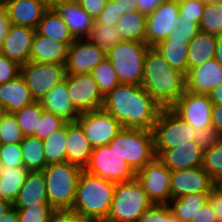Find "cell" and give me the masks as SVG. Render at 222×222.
<instances>
[{
	"label": "cell",
	"instance_id": "obj_54",
	"mask_svg": "<svg viewBox=\"0 0 222 222\" xmlns=\"http://www.w3.org/2000/svg\"><path fill=\"white\" fill-rule=\"evenodd\" d=\"M208 201L219 222H222V191L215 187L209 194Z\"/></svg>",
	"mask_w": 222,
	"mask_h": 222
},
{
	"label": "cell",
	"instance_id": "obj_56",
	"mask_svg": "<svg viewBox=\"0 0 222 222\" xmlns=\"http://www.w3.org/2000/svg\"><path fill=\"white\" fill-rule=\"evenodd\" d=\"M164 0H137L138 11L148 16L156 10Z\"/></svg>",
	"mask_w": 222,
	"mask_h": 222
},
{
	"label": "cell",
	"instance_id": "obj_11",
	"mask_svg": "<svg viewBox=\"0 0 222 222\" xmlns=\"http://www.w3.org/2000/svg\"><path fill=\"white\" fill-rule=\"evenodd\" d=\"M136 178L152 204L167 205L169 203L171 171L158 157L136 172Z\"/></svg>",
	"mask_w": 222,
	"mask_h": 222
},
{
	"label": "cell",
	"instance_id": "obj_41",
	"mask_svg": "<svg viewBox=\"0 0 222 222\" xmlns=\"http://www.w3.org/2000/svg\"><path fill=\"white\" fill-rule=\"evenodd\" d=\"M24 135L13 113L0 116V144L20 143Z\"/></svg>",
	"mask_w": 222,
	"mask_h": 222
},
{
	"label": "cell",
	"instance_id": "obj_62",
	"mask_svg": "<svg viewBox=\"0 0 222 222\" xmlns=\"http://www.w3.org/2000/svg\"><path fill=\"white\" fill-rule=\"evenodd\" d=\"M11 207V202L4 199H0V217H2Z\"/></svg>",
	"mask_w": 222,
	"mask_h": 222
},
{
	"label": "cell",
	"instance_id": "obj_68",
	"mask_svg": "<svg viewBox=\"0 0 222 222\" xmlns=\"http://www.w3.org/2000/svg\"><path fill=\"white\" fill-rule=\"evenodd\" d=\"M0 199H3L2 190L0 188Z\"/></svg>",
	"mask_w": 222,
	"mask_h": 222
},
{
	"label": "cell",
	"instance_id": "obj_3",
	"mask_svg": "<svg viewBox=\"0 0 222 222\" xmlns=\"http://www.w3.org/2000/svg\"><path fill=\"white\" fill-rule=\"evenodd\" d=\"M116 183L83 170L78 179L71 211L104 222L110 212Z\"/></svg>",
	"mask_w": 222,
	"mask_h": 222
},
{
	"label": "cell",
	"instance_id": "obj_51",
	"mask_svg": "<svg viewBox=\"0 0 222 222\" xmlns=\"http://www.w3.org/2000/svg\"><path fill=\"white\" fill-rule=\"evenodd\" d=\"M84 11L94 20L98 18L104 10L108 0H76Z\"/></svg>",
	"mask_w": 222,
	"mask_h": 222
},
{
	"label": "cell",
	"instance_id": "obj_55",
	"mask_svg": "<svg viewBox=\"0 0 222 222\" xmlns=\"http://www.w3.org/2000/svg\"><path fill=\"white\" fill-rule=\"evenodd\" d=\"M10 25V20L8 19L5 7L3 6V3L0 2V49L8 33Z\"/></svg>",
	"mask_w": 222,
	"mask_h": 222
},
{
	"label": "cell",
	"instance_id": "obj_52",
	"mask_svg": "<svg viewBox=\"0 0 222 222\" xmlns=\"http://www.w3.org/2000/svg\"><path fill=\"white\" fill-rule=\"evenodd\" d=\"M189 222H219L209 201L194 214Z\"/></svg>",
	"mask_w": 222,
	"mask_h": 222
},
{
	"label": "cell",
	"instance_id": "obj_27",
	"mask_svg": "<svg viewBox=\"0 0 222 222\" xmlns=\"http://www.w3.org/2000/svg\"><path fill=\"white\" fill-rule=\"evenodd\" d=\"M38 204H49L46 194L45 177L42 171L29 172L16 199L14 208H28Z\"/></svg>",
	"mask_w": 222,
	"mask_h": 222
},
{
	"label": "cell",
	"instance_id": "obj_43",
	"mask_svg": "<svg viewBox=\"0 0 222 222\" xmlns=\"http://www.w3.org/2000/svg\"><path fill=\"white\" fill-rule=\"evenodd\" d=\"M65 123L66 121L61 117L43 110L37 124V130L34 131L32 136L43 140L54 131L60 129Z\"/></svg>",
	"mask_w": 222,
	"mask_h": 222
},
{
	"label": "cell",
	"instance_id": "obj_16",
	"mask_svg": "<svg viewBox=\"0 0 222 222\" xmlns=\"http://www.w3.org/2000/svg\"><path fill=\"white\" fill-rule=\"evenodd\" d=\"M215 187L216 183L202 166L171 171V200L189 194L211 193Z\"/></svg>",
	"mask_w": 222,
	"mask_h": 222
},
{
	"label": "cell",
	"instance_id": "obj_25",
	"mask_svg": "<svg viewBox=\"0 0 222 222\" xmlns=\"http://www.w3.org/2000/svg\"><path fill=\"white\" fill-rule=\"evenodd\" d=\"M93 147L77 122H67L66 157L67 162L81 167L87 166Z\"/></svg>",
	"mask_w": 222,
	"mask_h": 222
},
{
	"label": "cell",
	"instance_id": "obj_31",
	"mask_svg": "<svg viewBox=\"0 0 222 222\" xmlns=\"http://www.w3.org/2000/svg\"><path fill=\"white\" fill-rule=\"evenodd\" d=\"M147 16L141 12H127L119 18L115 28L124 41L145 42Z\"/></svg>",
	"mask_w": 222,
	"mask_h": 222
},
{
	"label": "cell",
	"instance_id": "obj_15",
	"mask_svg": "<svg viewBox=\"0 0 222 222\" xmlns=\"http://www.w3.org/2000/svg\"><path fill=\"white\" fill-rule=\"evenodd\" d=\"M180 17L178 0H164L161 5L146 18L145 43L154 47L167 39L176 28V20Z\"/></svg>",
	"mask_w": 222,
	"mask_h": 222
},
{
	"label": "cell",
	"instance_id": "obj_32",
	"mask_svg": "<svg viewBox=\"0 0 222 222\" xmlns=\"http://www.w3.org/2000/svg\"><path fill=\"white\" fill-rule=\"evenodd\" d=\"M28 173L24 167H6L0 164V188L4 200L14 202Z\"/></svg>",
	"mask_w": 222,
	"mask_h": 222
},
{
	"label": "cell",
	"instance_id": "obj_17",
	"mask_svg": "<svg viewBox=\"0 0 222 222\" xmlns=\"http://www.w3.org/2000/svg\"><path fill=\"white\" fill-rule=\"evenodd\" d=\"M106 57L107 53L87 38L76 39L69 47L66 73L89 74Z\"/></svg>",
	"mask_w": 222,
	"mask_h": 222
},
{
	"label": "cell",
	"instance_id": "obj_34",
	"mask_svg": "<svg viewBox=\"0 0 222 222\" xmlns=\"http://www.w3.org/2000/svg\"><path fill=\"white\" fill-rule=\"evenodd\" d=\"M209 194L196 193L181 196L170 200L167 205L177 219L182 222H189L202 205L208 201Z\"/></svg>",
	"mask_w": 222,
	"mask_h": 222
},
{
	"label": "cell",
	"instance_id": "obj_42",
	"mask_svg": "<svg viewBox=\"0 0 222 222\" xmlns=\"http://www.w3.org/2000/svg\"><path fill=\"white\" fill-rule=\"evenodd\" d=\"M18 222H49L55 209L50 204H38L28 208H16Z\"/></svg>",
	"mask_w": 222,
	"mask_h": 222
},
{
	"label": "cell",
	"instance_id": "obj_33",
	"mask_svg": "<svg viewBox=\"0 0 222 222\" xmlns=\"http://www.w3.org/2000/svg\"><path fill=\"white\" fill-rule=\"evenodd\" d=\"M24 168L29 172L42 171L46 166L43 140L25 136L20 142Z\"/></svg>",
	"mask_w": 222,
	"mask_h": 222
},
{
	"label": "cell",
	"instance_id": "obj_18",
	"mask_svg": "<svg viewBox=\"0 0 222 222\" xmlns=\"http://www.w3.org/2000/svg\"><path fill=\"white\" fill-rule=\"evenodd\" d=\"M35 32L36 29L34 28L10 25L0 54L20 66L25 65L30 61V51Z\"/></svg>",
	"mask_w": 222,
	"mask_h": 222
},
{
	"label": "cell",
	"instance_id": "obj_23",
	"mask_svg": "<svg viewBox=\"0 0 222 222\" xmlns=\"http://www.w3.org/2000/svg\"><path fill=\"white\" fill-rule=\"evenodd\" d=\"M204 151L195 140L165 150L158 158L170 171L203 166Z\"/></svg>",
	"mask_w": 222,
	"mask_h": 222
},
{
	"label": "cell",
	"instance_id": "obj_35",
	"mask_svg": "<svg viewBox=\"0 0 222 222\" xmlns=\"http://www.w3.org/2000/svg\"><path fill=\"white\" fill-rule=\"evenodd\" d=\"M67 122L47 138L43 139L46 164L62 163L66 157Z\"/></svg>",
	"mask_w": 222,
	"mask_h": 222
},
{
	"label": "cell",
	"instance_id": "obj_1",
	"mask_svg": "<svg viewBox=\"0 0 222 222\" xmlns=\"http://www.w3.org/2000/svg\"><path fill=\"white\" fill-rule=\"evenodd\" d=\"M123 128L153 131L161 107L141 85L119 84L104 97L102 107Z\"/></svg>",
	"mask_w": 222,
	"mask_h": 222
},
{
	"label": "cell",
	"instance_id": "obj_19",
	"mask_svg": "<svg viewBox=\"0 0 222 222\" xmlns=\"http://www.w3.org/2000/svg\"><path fill=\"white\" fill-rule=\"evenodd\" d=\"M221 83L222 66L214 58L185 75V90L195 94H209Z\"/></svg>",
	"mask_w": 222,
	"mask_h": 222
},
{
	"label": "cell",
	"instance_id": "obj_38",
	"mask_svg": "<svg viewBox=\"0 0 222 222\" xmlns=\"http://www.w3.org/2000/svg\"><path fill=\"white\" fill-rule=\"evenodd\" d=\"M90 74L93 76L99 91L104 97L120 84L113 66L107 57Z\"/></svg>",
	"mask_w": 222,
	"mask_h": 222
},
{
	"label": "cell",
	"instance_id": "obj_50",
	"mask_svg": "<svg viewBox=\"0 0 222 222\" xmlns=\"http://www.w3.org/2000/svg\"><path fill=\"white\" fill-rule=\"evenodd\" d=\"M49 222H94L71 210H55Z\"/></svg>",
	"mask_w": 222,
	"mask_h": 222
},
{
	"label": "cell",
	"instance_id": "obj_63",
	"mask_svg": "<svg viewBox=\"0 0 222 222\" xmlns=\"http://www.w3.org/2000/svg\"><path fill=\"white\" fill-rule=\"evenodd\" d=\"M38 1L42 2L48 8H53L61 0H38Z\"/></svg>",
	"mask_w": 222,
	"mask_h": 222
},
{
	"label": "cell",
	"instance_id": "obj_53",
	"mask_svg": "<svg viewBox=\"0 0 222 222\" xmlns=\"http://www.w3.org/2000/svg\"><path fill=\"white\" fill-rule=\"evenodd\" d=\"M199 31V25L197 23L181 20L179 17L176 20V28H174L170 34L196 35Z\"/></svg>",
	"mask_w": 222,
	"mask_h": 222
},
{
	"label": "cell",
	"instance_id": "obj_8",
	"mask_svg": "<svg viewBox=\"0 0 222 222\" xmlns=\"http://www.w3.org/2000/svg\"><path fill=\"white\" fill-rule=\"evenodd\" d=\"M195 130L170 108H162L153 129L156 157H159L165 150L194 140Z\"/></svg>",
	"mask_w": 222,
	"mask_h": 222
},
{
	"label": "cell",
	"instance_id": "obj_47",
	"mask_svg": "<svg viewBox=\"0 0 222 222\" xmlns=\"http://www.w3.org/2000/svg\"><path fill=\"white\" fill-rule=\"evenodd\" d=\"M20 75V65L0 54V84L7 83Z\"/></svg>",
	"mask_w": 222,
	"mask_h": 222
},
{
	"label": "cell",
	"instance_id": "obj_64",
	"mask_svg": "<svg viewBox=\"0 0 222 222\" xmlns=\"http://www.w3.org/2000/svg\"><path fill=\"white\" fill-rule=\"evenodd\" d=\"M168 222H182L181 220L177 219L172 211L170 210V208L168 207Z\"/></svg>",
	"mask_w": 222,
	"mask_h": 222
},
{
	"label": "cell",
	"instance_id": "obj_6",
	"mask_svg": "<svg viewBox=\"0 0 222 222\" xmlns=\"http://www.w3.org/2000/svg\"><path fill=\"white\" fill-rule=\"evenodd\" d=\"M148 48L145 42L122 40L106 52L120 84L141 85Z\"/></svg>",
	"mask_w": 222,
	"mask_h": 222
},
{
	"label": "cell",
	"instance_id": "obj_44",
	"mask_svg": "<svg viewBox=\"0 0 222 222\" xmlns=\"http://www.w3.org/2000/svg\"><path fill=\"white\" fill-rule=\"evenodd\" d=\"M181 20H187L199 25L205 3L202 0H178Z\"/></svg>",
	"mask_w": 222,
	"mask_h": 222
},
{
	"label": "cell",
	"instance_id": "obj_67",
	"mask_svg": "<svg viewBox=\"0 0 222 222\" xmlns=\"http://www.w3.org/2000/svg\"><path fill=\"white\" fill-rule=\"evenodd\" d=\"M216 187L222 191V179L218 183H216Z\"/></svg>",
	"mask_w": 222,
	"mask_h": 222
},
{
	"label": "cell",
	"instance_id": "obj_24",
	"mask_svg": "<svg viewBox=\"0 0 222 222\" xmlns=\"http://www.w3.org/2000/svg\"><path fill=\"white\" fill-rule=\"evenodd\" d=\"M73 42H59L35 32L30 51V62L65 64Z\"/></svg>",
	"mask_w": 222,
	"mask_h": 222
},
{
	"label": "cell",
	"instance_id": "obj_49",
	"mask_svg": "<svg viewBox=\"0 0 222 222\" xmlns=\"http://www.w3.org/2000/svg\"><path fill=\"white\" fill-rule=\"evenodd\" d=\"M120 17L121 8L119 4L113 2V0H108L104 10L100 13L95 22H100L107 26H115Z\"/></svg>",
	"mask_w": 222,
	"mask_h": 222
},
{
	"label": "cell",
	"instance_id": "obj_29",
	"mask_svg": "<svg viewBox=\"0 0 222 222\" xmlns=\"http://www.w3.org/2000/svg\"><path fill=\"white\" fill-rule=\"evenodd\" d=\"M218 36L199 31L189 42L188 71L214 58Z\"/></svg>",
	"mask_w": 222,
	"mask_h": 222
},
{
	"label": "cell",
	"instance_id": "obj_10",
	"mask_svg": "<svg viewBox=\"0 0 222 222\" xmlns=\"http://www.w3.org/2000/svg\"><path fill=\"white\" fill-rule=\"evenodd\" d=\"M65 64H44L28 62L20 66V75L24 78L34 101L41 99L57 84L65 80Z\"/></svg>",
	"mask_w": 222,
	"mask_h": 222
},
{
	"label": "cell",
	"instance_id": "obj_9",
	"mask_svg": "<svg viewBox=\"0 0 222 222\" xmlns=\"http://www.w3.org/2000/svg\"><path fill=\"white\" fill-rule=\"evenodd\" d=\"M84 170L115 183L136 178L133 168L109 144L92 150L89 163Z\"/></svg>",
	"mask_w": 222,
	"mask_h": 222
},
{
	"label": "cell",
	"instance_id": "obj_58",
	"mask_svg": "<svg viewBox=\"0 0 222 222\" xmlns=\"http://www.w3.org/2000/svg\"><path fill=\"white\" fill-rule=\"evenodd\" d=\"M113 2L119 4V7L121 8V16L127 12L138 11L137 0H113Z\"/></svg>",
	"mask_w": 222,
	"mask_h": 222
},
{
	"label": "cell",
	"instance_id": "obj_48",
	"mask_svg": "<svg viewBox=\"0 0 222 222\" xmlns=\"http://www.w3.org/2000/svg\"><path fill=\"white\" fill-rule=\"evenodd\" d=\"M138 222H168V205L152 204L143 212Z\"/></svg>",
	"mask_w": 222,
	"mask_h": 222
},
{
	"label": "cell",
	"instance_id": "obj_66",
	"mask_svg": "<svg viewBox=\"0 0 222 222\" xmlns=\"http://www.w3.org/2000/svg\"><path fill=\"white\" fill-rule=\"evenodd\" d=\"M5 112H6V111H5L2 103L0 102V116H1L2 114H4Z\"/></svg>",
	"mask_w": 222,
	"mask_h": 222
},
{
	"label": "cell",
	"instance_id": "obj_60",
	"mask_svg": "<svg viewBox=\"0 0 222 222\" xmlns=\"http://www.w3.org/2000/svg\"><path fill=\"white\" fill-rule=\"evenodd\" d=\"M0 222H18L17 209L11 207L2 217H0Z\"/></svg>",
	"mask_w": 222,
	"mask_h": 222
},
{
	"label": "cell",
	"instance_id": "obj_40",
	"mask_svg": "<svg viewBox=\"0 0 222 222\" xmlns=\"http://www.w3.org/2000/svg\"><path fill=\"white\" fill-rule=\"evenodd\" d=\"M202 167L215 183L222 179V138L204 150Z\"/></svg>",
	"mask_w": 222,
	"mask_h": 222
},
{
	"label": "cell",
	"instance_id": "obj_39",
	"mask_svg": "<svg viewBox=\"0 0 222 222\" xmlns=\"http://www.w3.org/2000/svg\"><path fill=\"white\" fill-rule=\"evenodd\" d=\"M199 30L203 33L222 35V4H205Z\"/></svg>",
	"mask_w": 222,
	"mask_h": 222
},
{
	"label": "cell",
	"instance_id": "obj_21",
	"mask_svg": "<svg viewBox=\"0 0 222 222\" xmlns=\"http://www.w3.org/2000/svg\"><path fill=\"white\" fill-rule=\"evenodd\" d=\"M195 35L169 34L167 39L160 41L154 48L174 69L187 74L189 42Z\"/></svg>",
	"mask_w": 222,
	"mask_h": 222
},
{
	"label": "cell",
	"instance_id": "obj_13",
	"mask_svg": "<svg viewBox=\"0 0 222 222\" xmlns=\"http://www.w3.org/2000/svg\"><path fill=\"white\" fill-rule=\"evenodd\" d=\"M67 88L71 103L78 114L103 107L104 96L89 74H67Z\"/></svg>",
	"mask_w": 222,
	"mask_h": 222
},
{
	"label": "cell",
	"instance_id": "obj_26",
	"mask_svg": "<svg viewBox=\"0 0 222 222\" xmlns=\"http://www.w3.org/2000/svg\"><path fill=\"white\" fill-rule=\"evenodd\" d=\"M45 111L61 117L66 122H76L79 114L75 111L68 95L67 74L65 80L55 85L40 101Z\"/></svg>",
	"mask_w": 222,
	"mask_h": 222
},
{
	"label": "cell",
	"instance_id": "obj_12",
	"mask_svg": "<svg viewBox=\"0 0 222 222\" xmlns=\"http://www.w3.org/2000/svg\"><path fill=\"white\" fill-rule=\"evenodd\" d=\"M76 122L81 126L94 148L107 145L123 126L103 108L79 114Z\"/></svg>",
	"mask_w": 222,
	"mask_h": 222
},
{
	"label": "cell",
	"instance_id": "obj_59",
	"mask_svg": "<svg viewBox=\"0 0 222 222\" xmlns=\"http://www.w3.org/2000/svg\"><path fill=\"white\" fill-rule=\"evenodd\" d=\"M212 104H222V83L208 94Z\"/></svg>",
	"mask_w": 222,
	"mask_h": 222
},
{
	"label": "cell",
	"instance_id": "obj_36",
	"mask_svg": "<svg viewBox=\"0 0 222 222\" xmlns=\"http://www.w3.org/2000/svg\"><path fill=\"white\" fill-rule=\"evenodd\" d=\"M87 39L105 52L122 41L115 26H107L95 21Z\"/></svg>",
	"mask_w": 222,
	"mask_h": 222
},
{
	"label": "cell",
	"instance_id": "obj_30",
	"mask_svg": "<svg viewBox=\"0 0 222 222\" xmlns=\"http://www.w3.org/2000/svg\"><path fill=\"white\" fill-rule=\"evenodd\" d=\"M36 32L54 41L74 42L76 40L63 21V18L54 8H48L44 12L36 28Z\"/></svg>",
	"mask_w": 222,
	"mask_h": 222
},
{
	"label": "cell",
	"instance_id": "obj_5",
	"mask_svg": "<svg viewBox=\"0 0 222 222\" xmlns=\"http://www.w3.org/2000/svg\"><path fill=\"white\" fill-rule=\"evenodd\" d=\"M109 145L135 172L156 157L154 134L151 130L122 128Z\"/></svg>",
	"mask_w": 222,
	"mask_h": 222
},
{
	"label": "cell",
	"instance_id": "obj_28",
	"mask_svg": "<svg viewBox=\"0 0 222 222\" xmlns=\"http://www.w3.org/2000/svg\"><path fill=\"white\" fill-rule=\"evenodd\" d=\"M33 101L21 75L7 83L0 84V102L7 113H15Z\"/></svg>",
	"mask_w": 222,
	"mask_h": 222
},
{
	"label": "cell",
	"instance_id": "obj_20",
	"mask_svg": "<svg viewBox=\"0 0 222 222\" xmlns=\"http://www.w3.org/2000/svg\"><path fill=\"white\" fill-rule=\"evenodd\" d=\"M11 25L36 29L48 9L38 0H2Z\"/></svg>",
	"mask_w": 222,
	"mask_h": 222
},
{
	"label": "cell",
	"instance_id": "obj_65",
	"mask_svg": "<svg viewBox=\"0 0 222 222\" xmlns=\"http://www.w3.org/2000/svg\"><path fill=\"white\" fill-rule=\"evenodd\" d=\"M205 4H222V0H202Z\"/></svg>",
	"mask_w": 222,
	"mask_h": 222
},
{
	"label": "cell",
	"instance_id": "obj_4",
	"mask_svg": "<svg viewBox=\"0 0 222 222\" xmlns=\"http://www.w3.org/2000/svg\"><path fill=\"white\" fill-rule=\"evenodd\" d=\"M83 169L69 162L48 164L42 173L48 203L55 210H71L78 179Z\"/></svg>",
	"mask_w": 222,
	"mask_h": 222
},
{
	"label": "cell",
	"instance_id": "obj_7",
	"mask_svg": "<svg viewBox=\"0 0 222 222\" xmlns=\"http://www.w3.org/2000/svg\"><path fill=\"white\" fill-rule=\"evenodd\" d=\"M151 205L137 178L116 183L110 212L104 222H138Z\"/></svg>",
	"mask_w": 222,
	"mask_h": 222
},
{
	"label": "cell",
	"instance_id": "obj_2",
	"mask_svg": "<svg viewBox=\"0 0 222 222\" xmlns=\"http://www.w3.org/2000/svg\"><path fill=\"white\" fill-rule=\"evenodd\" d=\"M141 86L161 108H171L185 92V75L172 68L154 47H149Z\"/></svg>",
	"mask_w": 222,
	"mask_h": 222
},
{
	"label": "cell",
	"instance_id": "obj_46",
	"mask_svg": "<svg viewBox=\"0 0 222 222\" xmlns=\"http://www.w3.org/2000/svg\"><path fill=\"white\" fill-rule=\"evenodd\" d=\"M193 137L203 151L209 149L222 138L213 126L196 129Z\"/></svg>",
	"mask_w": 222,
	"mask_h": 222
},
{
	"label": "cell",
	"instance_id": "obj_14",
	"mask_svg": "<svg viewBox=\"0 0 222 222\" xmlns=\"http://www.w3.org/2000/svg\"><path fill=\"white\" fill-rule=\"evenodd\" d=\"M212 107L208 94H195L185 90L170 109L195 129H204L212 126Z\"/></svg>",
	"mask_w": 222,
	"mask_h": 222
},
{
	"label": "cell",
	"instance_id": "obj_37",
	"mask_svg": "<svg viewBox=\"0 0 222 222\" xmlns=\"http://www.w3.org/2000/svg\"><path fill=\"white\" fill-rule=\"evenodd\" d=\"M44 109L39 101H33L21 110L13 113L18 125L25 136H32L37 130V124Z\"/></svg>",
	"mask_w": 222,
	"mask_h": 222
},
{
	"label": "cell",
	"instance_id": "obj_57",
	"mask_svg": "<svg viewBox=\"0 0 222 222\" xmlns=\"http://www.w3.org/2000/svg\"><path fill=\"white\" fill-rule=\"evenodd\" d=\"M212 126L222 137V104H213L211 114Z\"/></svg>",
	"mask_w": 222,
	"mask_h": 222
},
{
	"label": "cell",
	"instance_id": "obj_45",
	"mask_svg": "<svg viewBox=\"0 0 222 222\" xmlns=\"http://www.w3.org/2000/svg\"><path fill=\"white\" fill-rule=\"evenodd\" d=\"M0 164L6 167H24L20 143L1 144Z\"/></svg>",
	"mask_w": 222,
	"mask_h": 222
},
{
	"label": "cell",
	"instance_id": "obj_61",
	"mask_svg": "<svg viewBox=\"0 0 222 222\" xmlns=\"http://www.w3.org/2000/svg\"><path fill=\"white\" fill-rule=\"evenodd\" d=\"M214 59L222 66V35L218 36Z\"/></svg>",
	"mask_w": 222,
	"mask_h": 222
},
{
	"label": "cell",
	"instance_id": "obj_22",
	"mask_svg": "<svg viewBox=\"0 0 222 222\" xmlns=\"http://www.w3.org/2000/svg\"><path fill=\"white\" fill-rule=\"evenodd\" d=\"M53 8L63 18L75 39L88 37L95 20L84 11L76 0H61Z\"/></svg>",
	"mask_w": 222,
	"mask_h": 222
}]
</instances>
